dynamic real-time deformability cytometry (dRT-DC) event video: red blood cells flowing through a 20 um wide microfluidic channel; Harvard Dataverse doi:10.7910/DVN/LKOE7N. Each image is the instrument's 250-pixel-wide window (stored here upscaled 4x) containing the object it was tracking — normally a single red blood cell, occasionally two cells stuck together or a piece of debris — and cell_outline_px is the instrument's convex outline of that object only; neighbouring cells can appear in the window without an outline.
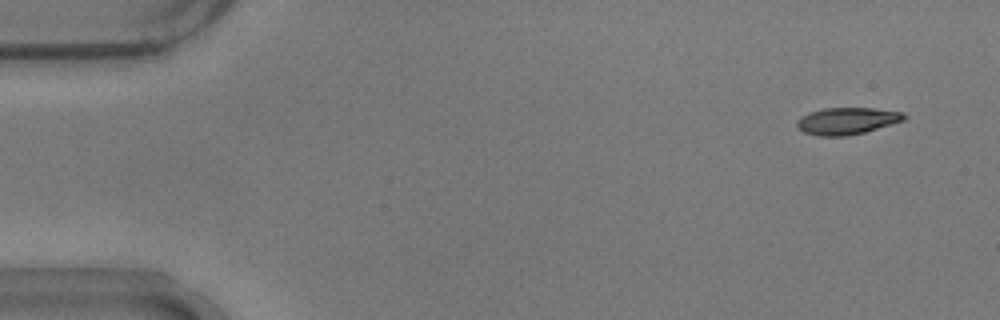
{"species": "common noctule bat (a hibernating species)", "species_latin": "Nyctalus noctula", "temperature_condition": "warm", "stored_images_in_passage": 46, "camera_frame_rate_fps": 3000, "um_per_image_px": 0.085, "animal": {"sex": "male", "body_mass_g": 17.9}, "frame": {"image": 1, "passage_image": 1, "time_ms": 0.0, "image_size_px": [1000, 320], "cell_outline_px": [[908, 116], [904, 120], [864, 132], [848, 136], [816, 136], [804, 132], [796, 124], [796, 120], [800, 116], [808, 112], [824, 108], [872, 108], [904, 112]], "centroid_in_image_um": [71.97, 10.27], "position_along_channel_um": 13.0, "area_um2": 16.88}}
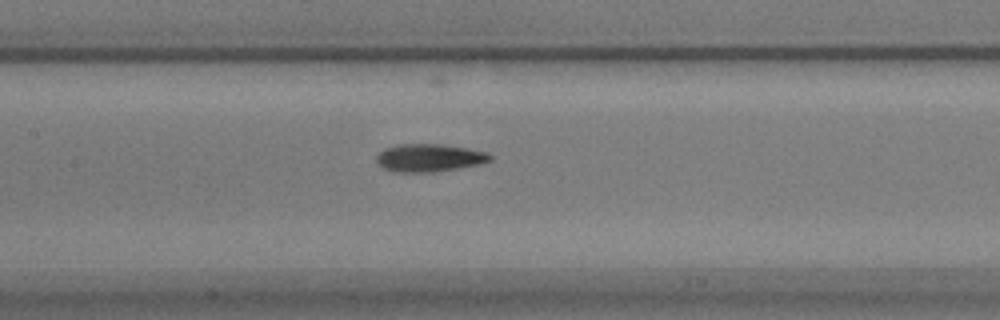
{"frame": {"image": 2, "passage_image": 23, "time_ms": 7.333, "image_size_px": [1000, 320], "cell_outline_px": [[492, 160], [480, 164], [432, 172], [392, 172], [376, 164], [376, 156], [384, 148], [400, 144], [440, 144], [488, 152], [492, 156]], "centroid_in_image_um": [36.45, 13.42], "position_along_channel_um": 171.0, "area_um2": 18.38}}
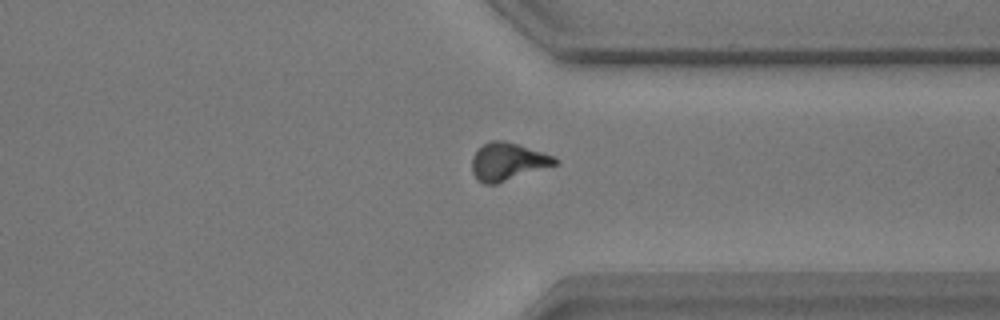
{"frame": {"image": 3, "passage_image": 39, "time_ms": 12.667, "image_size_px": [1000, 320], "cell_outline_px": [[560, 160], [556, 164], [496, 184], [484, 184], [476, 180], [472, 172], [472, 156], [488, 140], [504, 140], [552, 156]], "centroid_in_image_um": [43.1, 13.75], "position_along_channel_um": 368.3, "area_um2": 17.92}}